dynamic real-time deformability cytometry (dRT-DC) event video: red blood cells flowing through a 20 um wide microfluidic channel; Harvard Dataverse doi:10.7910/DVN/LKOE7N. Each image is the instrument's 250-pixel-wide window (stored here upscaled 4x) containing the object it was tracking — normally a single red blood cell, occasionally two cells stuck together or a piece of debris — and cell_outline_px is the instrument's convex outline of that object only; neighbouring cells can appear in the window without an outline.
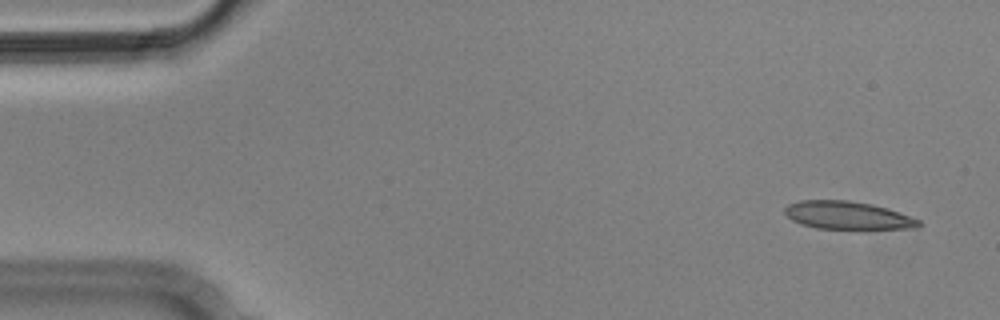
{"species": "Egyptian fruit bat (a non-hibernating species)", "species_latin": "Rousettus aegyptiacus", "temperature_condition": "cold", "stored_images_in_passage": 4, "camera_frame_rate_fps": 3000, "um_per_image_px": 0.085, "animal": {"sex": "male"}, "frame": {"image": 1, "passage_image": 1, "time_ms": 0.0, "image_size_px": [1000, 320], "cell_outline_px": [[924, 224], [916, 228], [816, 228], [800, 224], [792, 220], [784, 212], [784, 208], [788, 204], [800, 200], [848, 200], [872, 204], [888, 208], [920, 220]], "centroid_in_image_um": [72.03, 18.29], "position_along_channel_um": 13.0, "area_um2": 21.68}}